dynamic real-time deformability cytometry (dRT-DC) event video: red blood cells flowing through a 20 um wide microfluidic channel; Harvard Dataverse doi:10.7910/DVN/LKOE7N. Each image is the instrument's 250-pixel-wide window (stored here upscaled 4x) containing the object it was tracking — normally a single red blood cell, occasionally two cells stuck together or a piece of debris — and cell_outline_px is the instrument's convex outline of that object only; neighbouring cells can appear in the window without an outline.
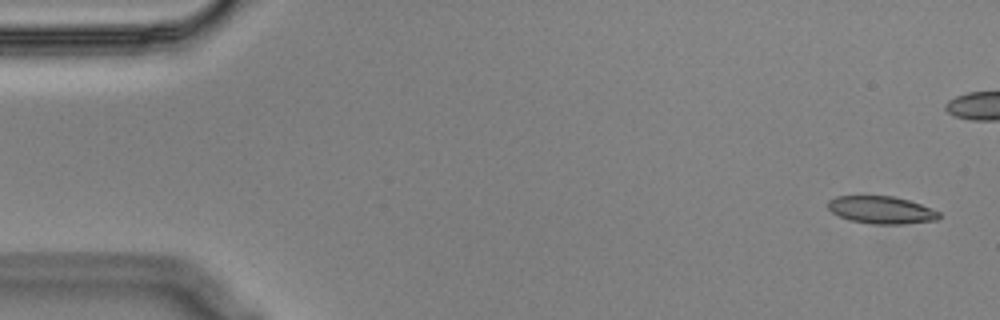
{"species": "Egyptian fruit bat (a non-hibernating species)", "species_latin": "Rousettus aegyptiacus", "temperature_condition": "cold", "stored_images_in_passage": 55, "camera_frame_rate_fps": 3000, "um_per_image_px": 0.085, "animal": {"sex": "male"}, "frame": {"image": 1, "passage_image": 1, "time_ms": 0.0, "image_size_px": [1000, 320], "cell_outline_px": [[940, 216], [936, 220], [900, 224], [872, 224], [848, 220], [832, 212], [828, 208], [828, 200], [836, 196], [896, 196], [920, 204], [940, 212]], "centroid_in_image_um": [74.89, 17.84], "position_along_channel_um": 10.1, "area_um2": 17.74}}
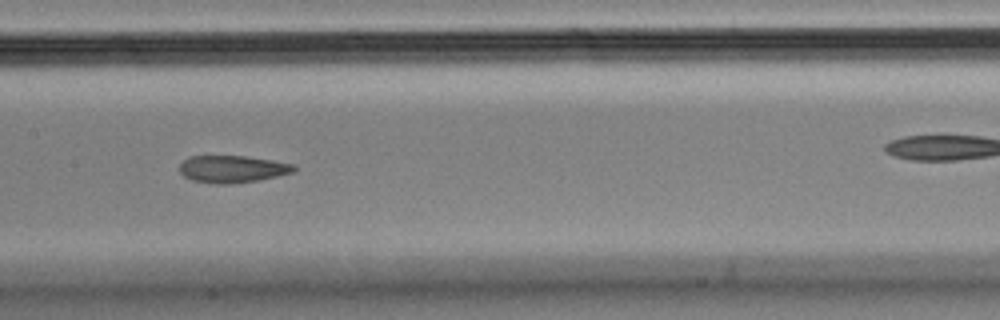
{"frame": {"image": 2, "passage_image": 26, "time_ms": 8.333, "image_size_px": [1000, 320], "cell_outline_px": [[296, 168], [292, 172], [276, 176], [256, 180], [228, 184], [216, 184], [192, 180], [184, 176], [180, 172], [180, 164], [188, 156], [244, 156], [272, 160], [296, 164]], "centroid_in_image_um": [19.73, 14.36], "position_along_channel_um": 187.7, "area_um2": 17.98}}
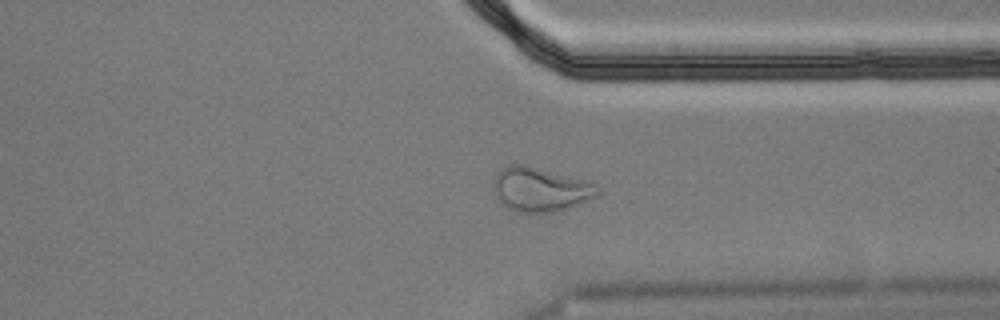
{"frame": {"image": 3, "passage_image": 41, "time_ms": 13.333, "image_size_px": [1000, 320], "cell_outline_px": [[600, 192], [596, 196], [568, 208], [552, 212], [516, 212], [508, 208], [492, 192], [492, 184], [496, 172], [504, 164], [524, 164], [588, 180], [596, 184], [600, 188]], "centroid_in_image_um": [45.9, 16.07], "position_along_channel_um": 365.5, "area_um2": 27.17}, "authors_computed_cell_mechanics": {"area_um2": 19.2474, "velocity_mm_per_s": 3.5683, "shape_relaxation_time_tau1_ms": null, "shape_relaxation_time_tau2_ms": 2.5153, "deformation_change_tau1": null, "deformation_change_tau2": 0.0852}}